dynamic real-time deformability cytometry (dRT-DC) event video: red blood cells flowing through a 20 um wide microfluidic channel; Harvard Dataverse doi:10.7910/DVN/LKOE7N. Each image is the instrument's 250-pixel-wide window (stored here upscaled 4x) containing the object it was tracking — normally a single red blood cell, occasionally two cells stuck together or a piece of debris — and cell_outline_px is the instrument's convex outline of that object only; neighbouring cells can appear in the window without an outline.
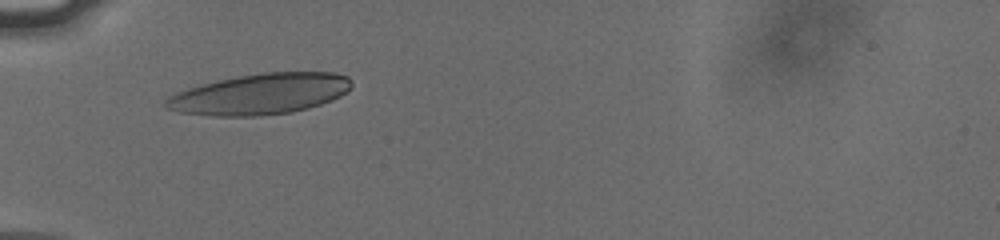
{"species": "human", "species_latin": "Homo sapiens", "temperature_condition": "cold", "stored_images_in_passage": 39, "camera_frame_rate_fps": 3000, "um_per_image_px": 0.085, "donor": {"sex": "male"}, "frame": {"image": 1, "passage_image": 9, "time_ms": 2.667, "image_size_px": [1000, 240], "cell_outline_px": [[352, 88], [340, 96], [332, 100], [308, 108], [292, 112], [260, 116], [212, 116], [180, 112], [164, 108], [164, 100], [168, 96], [176, 92], [204, 84], [236, 76], [264, 72], [332, 72], [348, 76], [352, 80]], "centroid_in_image_um": [22.12, 7.99], "position_along_channel_um": 62.9, "area_um2": 44.33}}
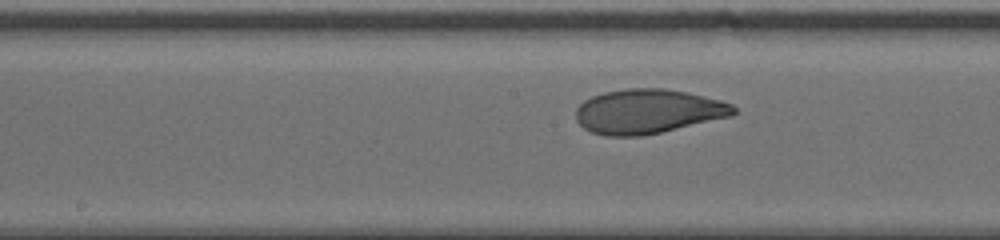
{"frame": {"image": 2, "passage_image": 20, "time_ms": 6.333, "image_size_px": [1000, 240], "cell_outline_px": [[736, 112], [732, 116], [644, 136], [604, 136], [592, 132], [584, 128], [576, 120], [576, 108], [584, 100], [592, 96], [604, 92], [624, 88], [664, 88], [684, 92], [720, 100], [732, 104], [736, 108]], "centroid_in_image_um": [55.05, 9.47], "position_along_channel_um": 193.1, "area_um2": 40.86}}
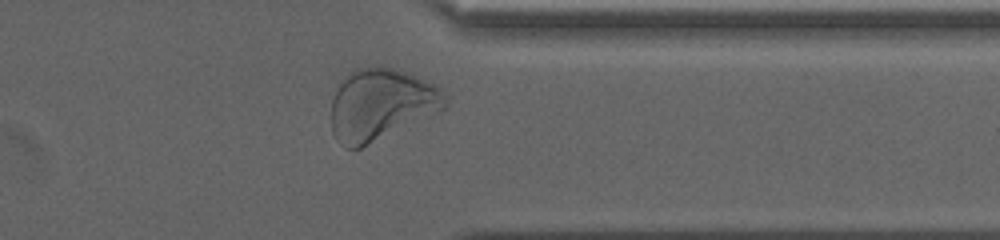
{"frame": {"image": 3, "passage_image": 35, "time_ms": 11.333, "image_size_px": [1000, 240], "cell_outline_px": [[448, 108], [360, 148], [344, 148], [336, 140], [332, 132], [332, 100], [344, 76], [348, 72], [356, 68], [380, 64], [416, 76], [440, 88], [448, 96]], "centroid_in_image_um": [32.4, 8.87], "position_along_channel_um": 379.0, "area_um2": 47.74}, "authors_computed_cell_mechanics": {"area_um2": 40.8068, "velocity_mm_per_s": 3.7625, "shape_relaxation_time_tau1_ms": 4.4765, "shape_relaxation_time_tau2_ms": 1.3664, "deformation_change_tau1": 0.1802, "deformation_change_tau2": 0.0432}}